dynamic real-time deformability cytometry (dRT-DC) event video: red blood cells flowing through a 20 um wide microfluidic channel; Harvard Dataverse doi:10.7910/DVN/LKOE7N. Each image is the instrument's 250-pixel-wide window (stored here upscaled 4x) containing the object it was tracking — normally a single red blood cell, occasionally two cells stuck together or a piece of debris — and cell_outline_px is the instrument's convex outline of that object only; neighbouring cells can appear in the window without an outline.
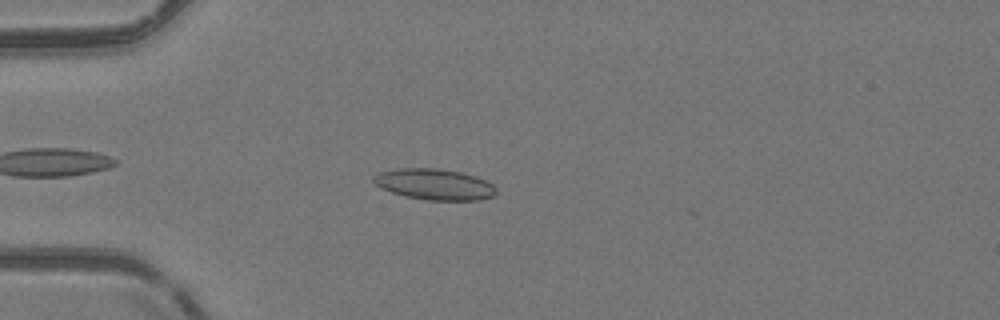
{"species": "common noctule bat (a hibernating species)", "species_latin": "Nyctalus noctula", "temperature_condition": "room temperature", "stored_images_in_passage": 1, "camera_frame_rate_fps": 3000, "um_per_image_px": 0.085, "animal": {"sex": "female", "body_mass_g": 24.6, "forearm_length_mm": 56.2}, "frame": {"image": 1, "passage_image": 1, "time_ms": 0.0, "image_size_px": [1000, 320], "cell_outline_px": [[496, 192], [492, 196], [480, 200], [428, 200], [404, 196], [380, 188], [372, 180], [372, 176], [380, 172], [396, 168], [436, 168], [460, 172], [476, 176], [492, 184], [496, 188]], "centroid_in_image_um": [36.9, 15.66], "position_along_channel_um": 48.1, "area_um2": 22.14}}